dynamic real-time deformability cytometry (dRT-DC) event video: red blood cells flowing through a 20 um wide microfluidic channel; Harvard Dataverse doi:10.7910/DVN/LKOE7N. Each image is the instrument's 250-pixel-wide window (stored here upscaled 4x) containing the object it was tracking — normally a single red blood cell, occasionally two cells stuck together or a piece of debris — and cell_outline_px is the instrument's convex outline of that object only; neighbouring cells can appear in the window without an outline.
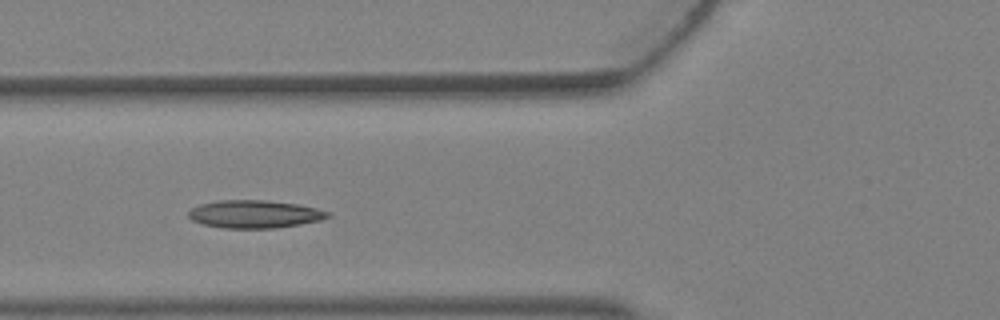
{"species": "Egyptian fruit bat (a non-hibernating species)", "species_latin": "Rousettus aegyptiacus", "temperature_condition": "warm", "stored_images_in_passage": 4, "camera_frame_rate_fps": 3000, "um_per_image_px": 0.085, "animal": {"sex": "female"}, "frame": {"image": 1, "passage_image": 4, "time_ms": 1.0, "image_size_px": [1000, 320], "cell_outline_px": [[332, 216], [320, 220], [300, 224], [276, 228], [224, 228], [204, 224], [192, 220], [188, 216], [188, 212], [192, 208], [200, 204], [220, 200], [268, 200], [296, 204], [316, 208], [332, 212]], "centroid_in_image_um": [21.67, 18.2], "position_along_channel_um": 104.1, "area_um2": 22.6}}